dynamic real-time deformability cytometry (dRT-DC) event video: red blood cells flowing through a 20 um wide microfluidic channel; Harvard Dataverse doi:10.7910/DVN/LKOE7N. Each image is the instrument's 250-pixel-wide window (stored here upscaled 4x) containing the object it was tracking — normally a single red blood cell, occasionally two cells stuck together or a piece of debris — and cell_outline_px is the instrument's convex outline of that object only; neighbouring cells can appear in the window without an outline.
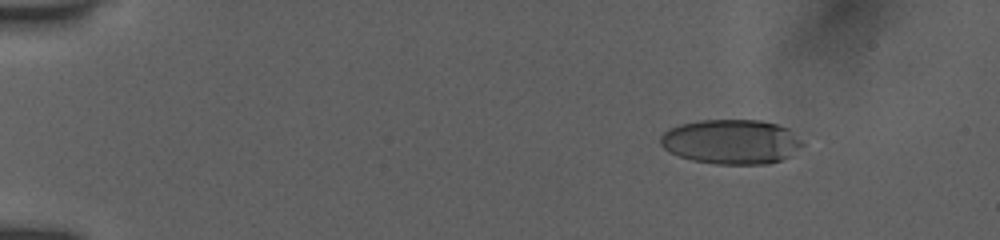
{"species": "human", "species_latin": "Homo sapiens", "temperature_condition": "room temperature", "stored_images_in_passage": 20, "camera_frame_rate_fps": 3000, "um_per_image_px": 0.085, "donor": {"sex": "female"}, "frame": {"image": 1, "passage_image": 7, "time_ms": 2.0, "image_size_px": [1000, 240], "cell_outline_px": [[804, 144], [788, 156], [780, 160], [768, 164], [716, 164], [692, 160], [668, 152], [660, 144], [660, 136], [664, 132], [680, 124], [700, 120], [760, 120], [776, 124], [788, 128]], "centroid_in_image_um": [62.13, 12.05], "position_along_channel_um": 22.9, "area_um2": 36.76}}
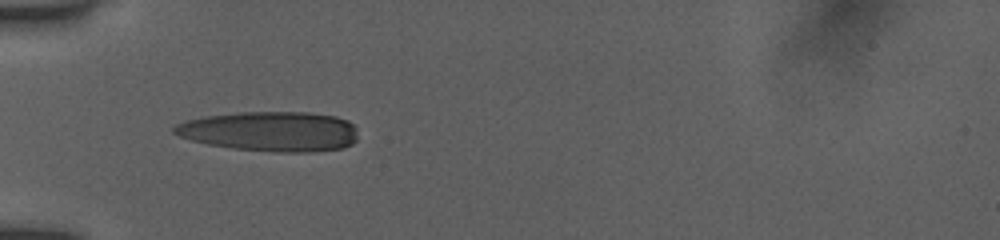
{"frame": {"image": 2, "passage_image": 18, "time_ms": 5.667, "image_size_px": [1000, 240], "cell_outline_px": [[356, 140], [352, 144], [340, 148], [308, 152], [276, 152], [236, 148], [208, 144], [192, 140], [180, 136], [172, 132], [172, 128], [176, 124], [188, 120], [208, 116], [240, 112], [308, 112], [336, 116], [348, 120], [356, 128]], "centroid_in_image_um": [23.01, 11.16], "position_along_channel_um": 62.0, "area_um2": 42.48}}
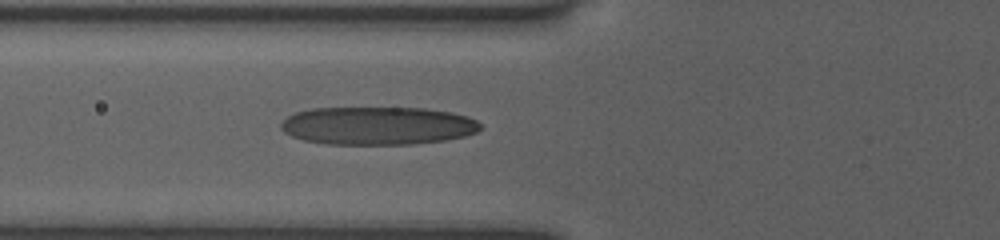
{"frame": {"image": 3, "passage_image": 20, "time_ms": 6.333, "image_size_px": [1000, 240], "cell_outline_px": [[480, 128], [476, 132], [464, 136], [444, 140], [412, 144], [328, 144], [304, 140], [292, 136], [284, 132], [280, 128], [280, 124], [288, 116], [296, 112], [312, 108], [424, 108], [452, 112], [468, 116], [476, 120], [480, 124]], "centroid_in_image_um": [32.09, 10.68], "position_along_channel_um": 93.7, "area_um2": 44.22}}